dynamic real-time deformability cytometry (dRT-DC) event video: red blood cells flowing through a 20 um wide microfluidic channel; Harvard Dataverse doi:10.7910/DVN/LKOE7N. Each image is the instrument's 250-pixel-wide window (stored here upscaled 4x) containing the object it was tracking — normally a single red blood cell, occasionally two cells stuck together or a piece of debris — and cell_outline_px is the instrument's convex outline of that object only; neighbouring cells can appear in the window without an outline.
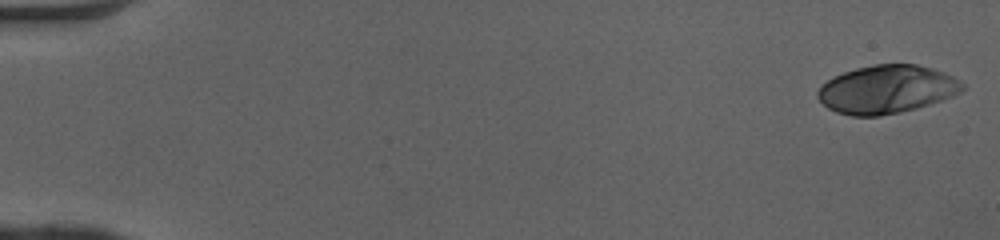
{"species": "human", "species_latin": "Homo sapiens", "temperature_condition": "cold", "stored_images_in_passage": 50, "camera_frame_rate_fps": 3000, "um_per_image_px": 0.085, "donor": {"sex": "female"}, "frame": {"image": 1, "passage_image": 1, "time_ms": 0.0, "image_size_px": [1000, 240], "cell_outline_px": [[964, 88], [960, 92], [952, 96], [916, 108], [900, 112], [880, 116], [852, 116], [836, 112], [828, 108], [816, 96], [816, 92], [820, 84], [844, 72], [856, 68], [872, 64], [916, 64], [932, 68], [944, 72], [960, 80], [964, 84]], "centroid_in_image_um": [75.35, 7.59], "position_along_channel_um": 9.6, "area_um2": 40.63}}
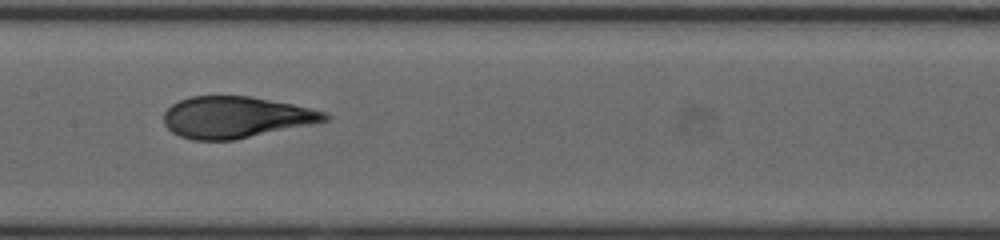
{"frame": {"image": 2, "passage_image": 26, "time_ms": 8.333, "image_size_px": [1000, 240], "cell_outline_px": [[332, 116], [328, 120], [312, 124], [236, 140], [192, 140], [180, 136], [172, 132], [164, 124], [164, 112], [172, 104], [180, 100], [192, 96], [248, 96], [292, 104], [328, 112]], "centroid_in_image_um": [20.06, 9.97], "position_along_channel_um": 187.3, "area_um2": 38.96}}
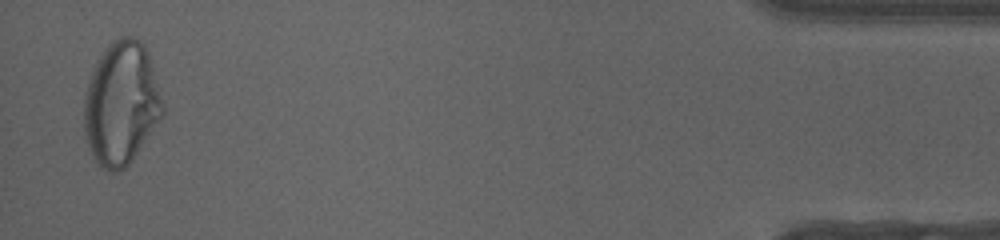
{"frame": {"image": 3, "passage_image": 49, "time_ms": 16.0, "image_size_px": [1000, 240], "cell_outline_px": [[164, 112], [132, 160], [124, 168], [116, 172], [108, 172], [100, 168], [92, 156], [84, 136], [84, 92], [92, 68], [96, 60], [104, 48], [120, 36], [132, 36], [140, 40], [144, 44], [148, 52], [164, 104]], "centroid_in_image_um": [10.27, 8.79], "position_along_channel_um": 424.9, "area_um2": 56.93}, "authors_computed_cell_mechanics": {"area_um2": 39.9976, "velocity_mm_per_s": 4.0957, "shape_relaxation_time_tau1_ms": 6.1555, "shape_relaxation_time_tau2_ms": 0.7891, "deformation_change_tau1": 0.2555, "deformation_change_tau2": 0.0653}}